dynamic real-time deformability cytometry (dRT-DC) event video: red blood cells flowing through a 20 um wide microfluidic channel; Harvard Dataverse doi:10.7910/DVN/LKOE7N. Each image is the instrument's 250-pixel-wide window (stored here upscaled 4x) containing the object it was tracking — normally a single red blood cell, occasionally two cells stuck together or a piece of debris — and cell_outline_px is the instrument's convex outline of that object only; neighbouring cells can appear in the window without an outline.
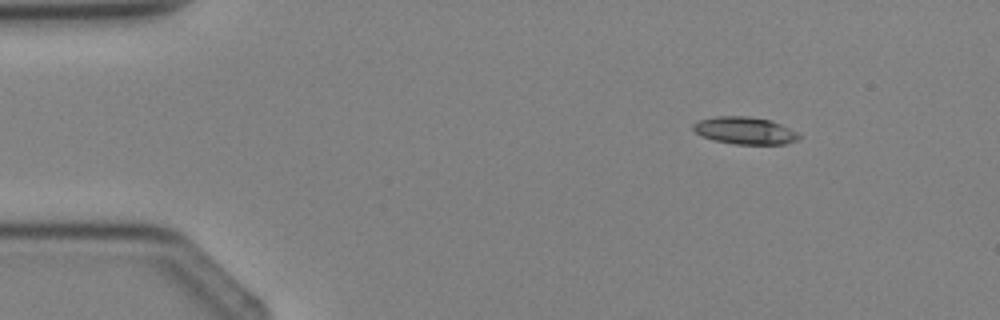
{"species": "Egyptian fruit bat (a non-hibernating species)", "species_latin": "Rousettus aegyptiacus", "temperature_condition": "cold", "stored_images_in_passage": 4, "camera_frame_rate_fps": 3000, "um_per_image_px": 0.085, "animal": {"sex": "female"}, "frame": {"image": 1, "passage_image": 2, "time_ms": 1.333, "image_size_px": [1000, 320], "cell_outline_px": [[800, 136], [796, 140], [784, 144], [736, 144], [716, 140], [704, 136], [696, 132], [692, 128], [692, 124], [700, 120], [716, 116], [748, 116], [768, 120], [780, 124], [796, 132]], "centroid_in_image_um": [63.29, 11.09], "position_along_channel_um": 21.7, "area_um2": 16.42}}